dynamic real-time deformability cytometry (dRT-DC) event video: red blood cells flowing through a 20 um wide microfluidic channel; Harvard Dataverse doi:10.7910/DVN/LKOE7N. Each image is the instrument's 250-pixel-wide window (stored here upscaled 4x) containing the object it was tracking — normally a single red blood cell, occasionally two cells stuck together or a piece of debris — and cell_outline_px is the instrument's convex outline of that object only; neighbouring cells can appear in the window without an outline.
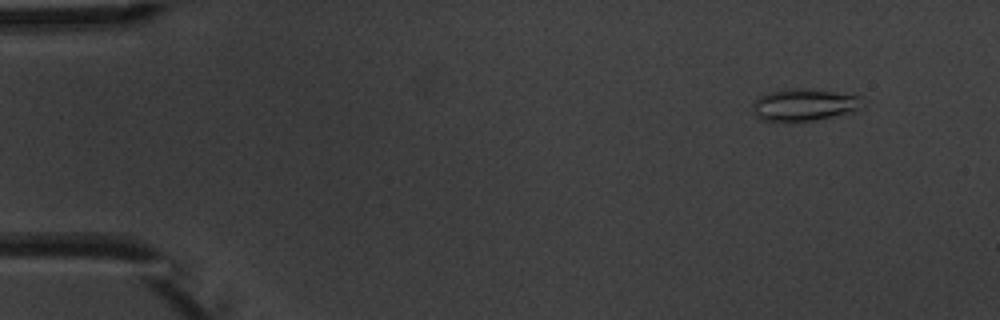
{"species": "common noctule bat (a hibernating species)", "species_latin": "Nyctalus noctula", "temperature_condition": "warm", "stored_images_in_passage": 6, "camera_frame_rate_fps": 3000, "um_per_image_px": 0.085, "animal": {"sex": "male", "body_mass_g": 20.1, "forearm_length_mm": 53.5}, "frame": {"image": 1, "passage_image": 2, "time_ms": 1.333, "image_size_px": [1000, 320], "cell_outline_px": [[864, 108], [832, 116], [812, 120], [788, 124], [784, 124], [764, 120], [756, 116], [752, 112], [752, 104], [760, 96], [772, 92], [792, 88], [808, 88], [864, 96]], "centroid_in_image_um": [68.37, 8.93], "position_along_channel_um": 16.6, "area_um2": 21.1}}
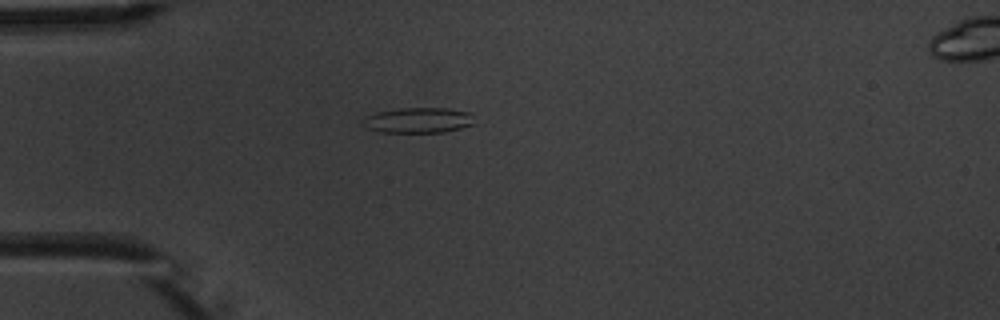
{"frame": {"image": 2, "passage_image": 5, "time_ms": 4.667, "image_size_px": [1000, 320], "cell_outline_px": [[472, 124], [460, 128], [444, 132], [380, 132], [368, 128], [364, 116], [376, 112], [396, 108], [448, 108], [472, 112]], "centroid_in_image_um": [35.58, 10.2], "position_along_channel_um": 49.4, "area_um2": 16.36}}